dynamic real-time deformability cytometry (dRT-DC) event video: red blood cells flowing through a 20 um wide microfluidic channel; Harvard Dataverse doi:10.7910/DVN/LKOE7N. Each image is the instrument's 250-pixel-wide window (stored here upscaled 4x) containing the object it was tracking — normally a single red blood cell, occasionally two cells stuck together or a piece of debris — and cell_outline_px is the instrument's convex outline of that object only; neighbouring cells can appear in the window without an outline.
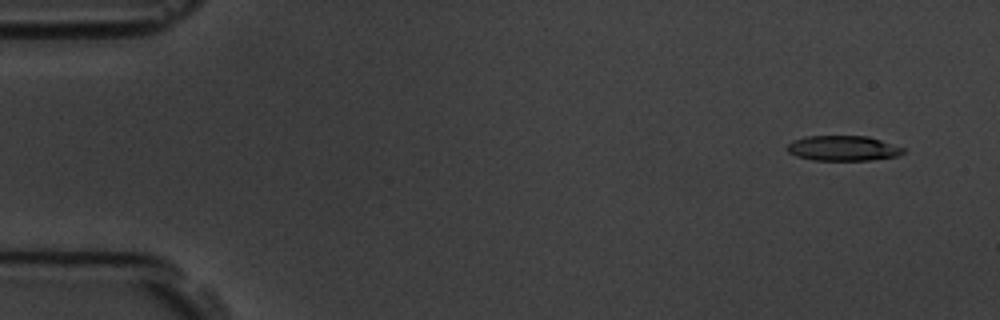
{"species": "common noctule bat (a hibernating species)", "species_latin": "Nyctalus noctula", "temperature_condition": "room temperature", "stored_images_in_passage": 9, "camera_frame_rate_fps": 3000, "um_per_image_px": 0.085, "animal": {"sex": "male", "body_mass_g": 19.5, "forearm_length_mm": 54.6}, "frame": {"image": 1, "passage_image": 1, "time_ms": 0.0, "image_size_px": [1000, 320], "cell_outline_px": [[904, 152], [896, 156], [872, 160], [812, 160], [796, 156], [788, 152], [784, 148], [792, 140], [804, 136], [868, 136], [904, 148]], "centroid_in_image_um": [71.59, 12.6], "position_along_channel_um": 13.4, "area_um2": 17.05}}
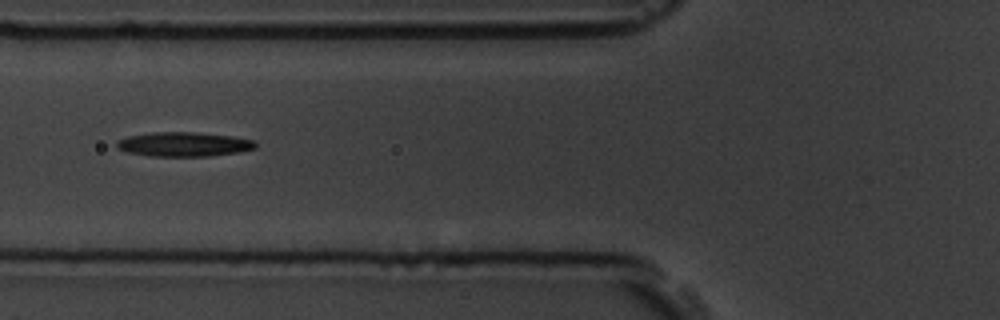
{"frame": {"image": 2, "passage_image": 6, "time_ms": 5.667, "image_size_px": [1000, 320], "cell_outline_px": [[256, 148], [236, 152], [208, 156], [148, 156], [128, 152], [116, 148], [116, 140], [128, 136], [152, 132], [196, 132], [232, 136], [256, 140]], "centroid_in_image_um": [15.6, 12.25], "position_along_channel_um": 110.2, "area_um2": 19.77}}
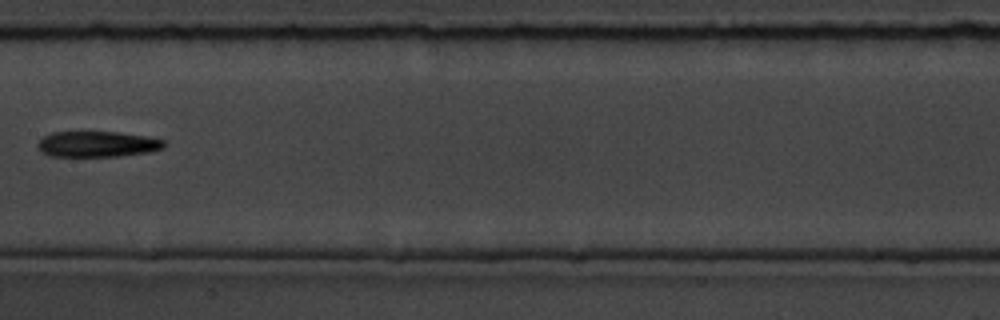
{"frame": {"image": 3, "passage_image": 8, "time_ms": 8.0, "image_size_px": [1000, 320], "cell_outline_px": [[164, 148], [148, 152], [120, 156], [48, 156], [40, 152], [36, 144], [44, 136], [52, 132], [116, 132], [148, 136], [164, 140]], "centroid_in_image_um": [8.25, 12.25], "position_along_channel_um": 199.2, "area_um2": 19.02}}